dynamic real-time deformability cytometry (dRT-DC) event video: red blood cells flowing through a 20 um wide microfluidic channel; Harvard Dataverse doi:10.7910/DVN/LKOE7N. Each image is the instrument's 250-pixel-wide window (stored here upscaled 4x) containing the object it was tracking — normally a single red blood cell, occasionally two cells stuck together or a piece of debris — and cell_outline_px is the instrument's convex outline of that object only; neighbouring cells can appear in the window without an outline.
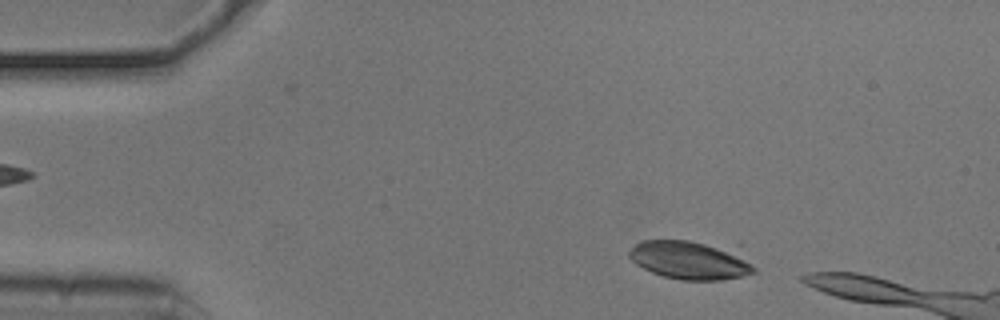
{"species": "common noctule bat (a hibernating species)", "species_latin": "Nyctalus noctula", "temperature_condition": "cold", "stored_images_in_passage": 10, "camera_frame_rate_fps": 3000, "um_per_image_px": 0.085, "animal": {"sex": "male", "body_mass_g": 20.5, "forearm_length_mm": 52.5}, "frame": {"image": 1, "passage_image": 2, "time_ms": 0.333, "image_size_px": [1000, 320], "cell_outline_px": [[756, 272], [744, 276], [720, 280], [680, 280], [664, 276], [652, 272], [636, 264], [628, 256], [628, 252], [640, 240], [688, 240], [704, 244], [732, 252], [752, 264], [756, 268]], "centroid_in_image_um": [58.57, 22.14], "position_along_channel_um": 26.4, "area_um2": 27.11}}